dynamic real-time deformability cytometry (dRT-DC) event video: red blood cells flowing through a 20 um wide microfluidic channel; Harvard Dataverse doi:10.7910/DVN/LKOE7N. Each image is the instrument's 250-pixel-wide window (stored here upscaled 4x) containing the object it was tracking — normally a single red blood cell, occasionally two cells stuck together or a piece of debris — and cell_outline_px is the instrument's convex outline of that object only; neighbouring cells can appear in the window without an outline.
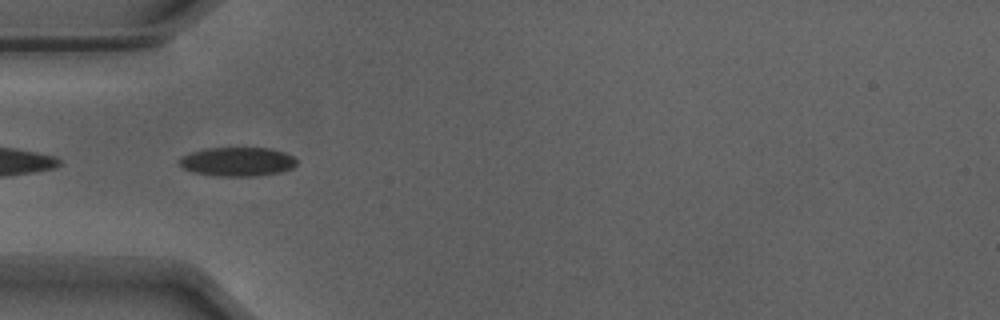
{"species": "Egyptian fruit bat (a non-hibernating species)", "species_latin": "Rousettus aegyptiacus", "temperature_condition": "warm", "stored_images_in_passage": 37, "camera_frame_rate_fps": 3000, "um_per_image_px": 0.085, "animal": {"sex": "male"}, "frame": {"image": 1, "passage_image": 1, "time_ms": 0.0, "image_size_px": [1000, 320], "cell_outline_px": [[296, 164], [292, 168], [280, 172], [256, 176], [216, 176], [192, 172], [184, 168], [180, 164], [180, 156], [204, 148], [272, 148], [284, 152], [292, 156], [296, 160]], "centroid_in_image_um": [20.18, 13.74], "position_along_channel_um": 64.8, "area_um2": 19.83}}
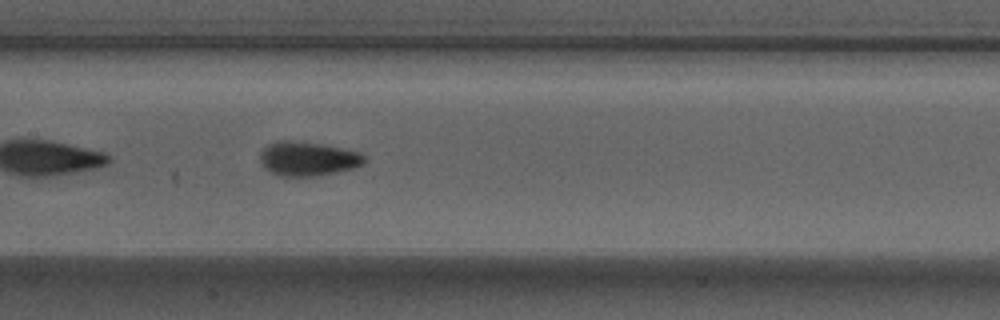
{"frame": {"image": 2, "passage_image": 10, "time_ms": 3.0, "image_size_px": [1000, 320], "cell_outline_px": [[368, 160], [364, 164], [352, 168], [320, 176], [280, 176], [264, 168], [260, 160], [260, 152], [268, 144], [276, 140], [292, 140], [324, 144], [360, 152]], "centroid_in_image_um": [26.17, 13.48], "position_along_channel_um": 181.2, "area_um2": 21.04}}
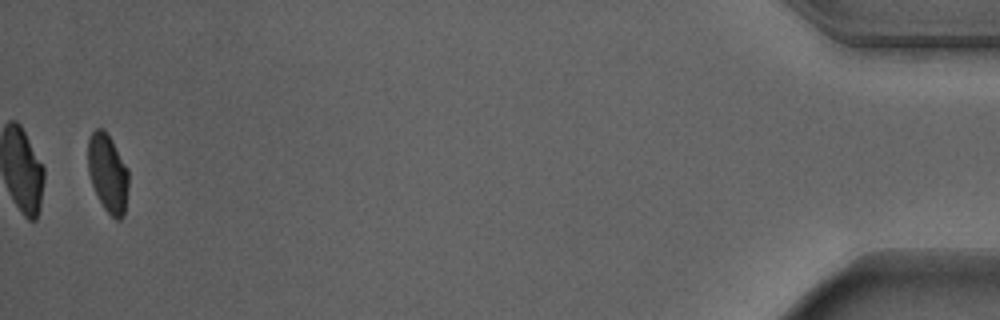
{"frame": {"image": 3, "passage_image": 36, "time_ms": 11.667, "image_size_px": [1000, 320], "cell_outline_px": [[128, 188], [124, 216], [120, 220], [116, 220], [104, 208], [92, 184], [88, 172], [88, 140], [92, 132], [96, 128], [100, 128], [112, 140], [128, 168]], "centroid_in_image_um": [9.18, 14.73], "position_along_channel_um": 426.0, "area_um2": 18.38}, "authors_computed_cell_mechanics": {"area_um2": 19.8832, "velocity_mm_per_s": 3.8968, "shape_relaxation_time_tau1_ms": 2.6544, "shape_relaxation_time_tau2_ms": null, "deformation_change_tau1": 0.1198, "deformation_change_tau2": null}}